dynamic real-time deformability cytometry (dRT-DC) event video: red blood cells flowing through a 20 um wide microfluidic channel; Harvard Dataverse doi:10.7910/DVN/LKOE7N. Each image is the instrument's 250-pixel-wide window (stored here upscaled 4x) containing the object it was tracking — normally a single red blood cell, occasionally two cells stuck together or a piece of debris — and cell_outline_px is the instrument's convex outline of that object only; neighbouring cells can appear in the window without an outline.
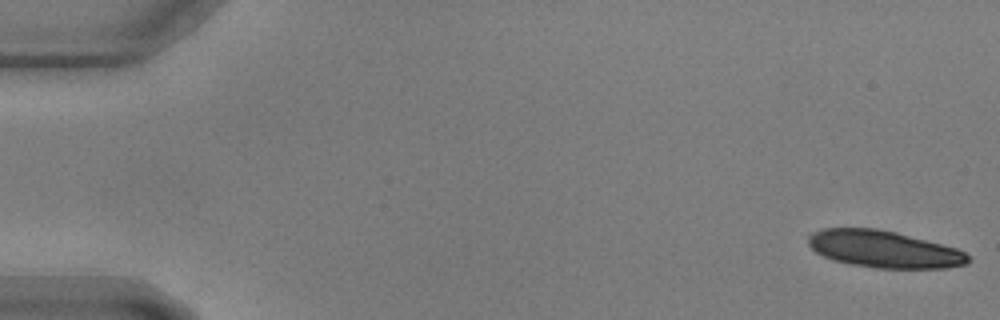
{"species": "common noctule bat (a hibernating species)", "species_latin": "Nyctalus noctula", "temperature_condition": "warm", "stored_images_in_passage": 21, "camera_frame_rate_fps": 3000, "um_per_image_px": 0.085, "animal": {"sex": "male", "body_mass_g": 17.9, "forearm_length_mm": 54.2}, "frame": {"image": 1, "passage_image": 1, "time_ms": 0.0, "image_size_px": [1000, 320], "cell_outline_px": [[972, 260], [968, 264], [948, 268], [876, 268], [852, 264], [832, 260], [816, 252], [808, 244], [808, 236], [812, 232], [820, 228], [876, 228], [896, 232], [956, 248], [964, 252]], "centroid_in_image_um": [75.12, 21.18], "position_along_channel_um": 9.9, "area_um2": 34.51}}